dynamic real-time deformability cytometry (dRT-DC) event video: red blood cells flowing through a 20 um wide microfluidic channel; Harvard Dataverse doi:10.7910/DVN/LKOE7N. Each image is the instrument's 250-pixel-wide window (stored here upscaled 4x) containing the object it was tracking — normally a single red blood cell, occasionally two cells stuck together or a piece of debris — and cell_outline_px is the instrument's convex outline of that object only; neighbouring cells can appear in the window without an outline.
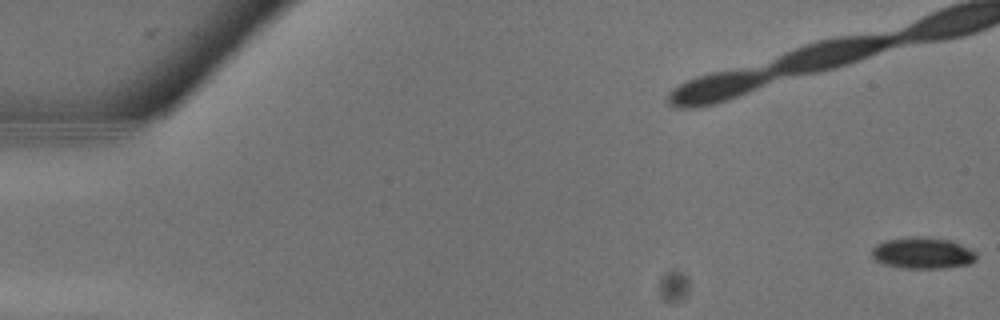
{"species": "common noctule bat (a hibernating species)", "species_latin": "Nyctalus noctula", "temperature_condition": "warm", "stored_images_in_passage": 12, "camera_frame_rate_fps": 3000, "um_per_image_px": 0.085, "animal": {"sex": "male", "body_mass_g": 13.3}, "frame": {"image": 1, "passage_image": 1, "time_ms": 0.0, "image_size_px": [1000, 320], "cell_outline_px": [[976, 260], [968, 264], [944, 268], [904, 268], [884, 264], [876, 260], [872, 256], [872, 248], [876, 244], [884, 240], [912, 236], [924, 236], [948, 240], [960, 244], [976, 252]], "centroid_in_image_um": [78.4, 21.5], "position_along_channel_um": 6.6, "area_um2": 19.13}}
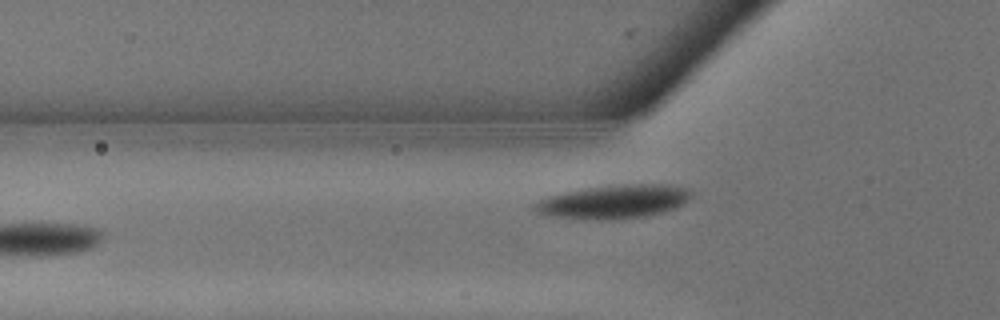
{"frame": {"image": 2, "passage_image": 12, "time_ms": 3.667, "image_size_px": [1000, 320], "cell_outline_px": [[692, 196], [684, 204], [676, 208], [644, 216], [612, 220], [600, 220], [548, 216], [536, 212], [532, 208], [540, 200], [548, 196], [560, 192], [584, 188], [624, 184], [672, 184], [692, 188]], "centroid_in_image_um": [52.22, 17.13], "position_along_channel_um": 73.6, "area_um2": 31.04}}